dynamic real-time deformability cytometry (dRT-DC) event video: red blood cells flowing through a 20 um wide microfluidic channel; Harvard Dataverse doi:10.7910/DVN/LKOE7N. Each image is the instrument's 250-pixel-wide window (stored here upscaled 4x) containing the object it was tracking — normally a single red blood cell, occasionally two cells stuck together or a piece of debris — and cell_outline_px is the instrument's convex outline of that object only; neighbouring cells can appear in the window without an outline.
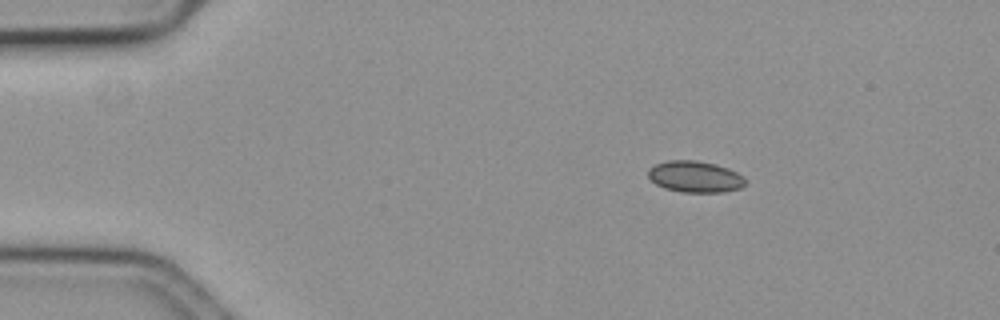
{"species": "common noctule bat (a hibernating species)", "species_latin": "Nyctalus noctula", "temperature_condition": "cold", "stored_images_in_passage": 50, "camera_frame_rate_fps": 3000, "um_per_image_px": 0.085, "animal": {"sex": "female", "body_mass_g": 19.3, "forearm_length_mm": 54.1}, "frame": {"image": 1, "passage_image": 1, "time_ms": 0.0, "image_size_px": [1000, 320], "cell_outline_px": [[744, 184], [740, 188], [720, 192], [684, 192], [668, 188], [656, 184], [648, 176], [648, 172], [656, 164], [672, 160], [692, 160], [712, 164], [736, 172], [744, 180]], "centroid_in_image_um": [59.05, 15.03], "position_along_channel_um": 25.9, "area_um2": 16.99}}
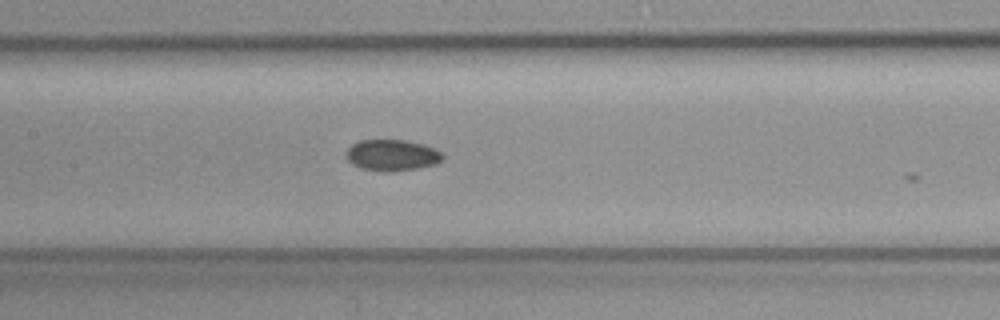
{"frame": {"image": 2, "passage_image": 20, "time_ms": 6.333, "image_size_px": [1000, 320], "cell_outline_px": [[440, 160], [432, 164], [412, 168], [364, 168], [356, 164], [348, 156], [348, 148], [352, 144], [360, 140], [400, 140], [420, 144], [432, 148], [440, 152]], "centroid_in_image_um": [33.3, 13.11], "position_along_channel_um": 174.1, "area_um2": 15.72}}
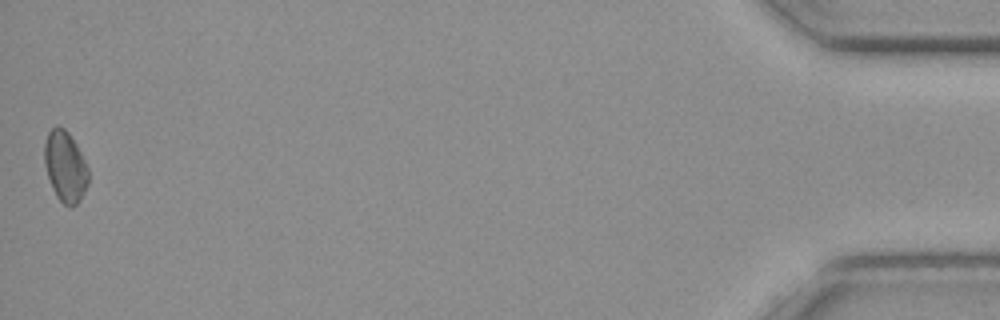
{"frame": {"image": 3, "passage_image": 50, "time_ms": 16.333, "image_size_px": [1000, 320], "cell_outline_px": [[88, 184], [80, 200], [76, 204], [64, 204], [56, 196], [52, 188], [48, 176], [44, 160], [44, 144], [48, 132], [52, 128], [64, 128], [68, 132], [76, 144], [88, 168]], "centroid_in_image_um": [5.54, 14.15], "position_along_channel_um": 429.7, "area_um2": 17.74}, "authors_computed_cell_mechanics": {"area_um2": 16.3574, "velocity_mm_per_s": 3.556, "shape_relaxation_time_tau1_ms": null, "shape_relaxation_time_tau2_ms": 7.2257, "deformation_change_tau1": null, "deformation_change_tau2": 0.0899}}